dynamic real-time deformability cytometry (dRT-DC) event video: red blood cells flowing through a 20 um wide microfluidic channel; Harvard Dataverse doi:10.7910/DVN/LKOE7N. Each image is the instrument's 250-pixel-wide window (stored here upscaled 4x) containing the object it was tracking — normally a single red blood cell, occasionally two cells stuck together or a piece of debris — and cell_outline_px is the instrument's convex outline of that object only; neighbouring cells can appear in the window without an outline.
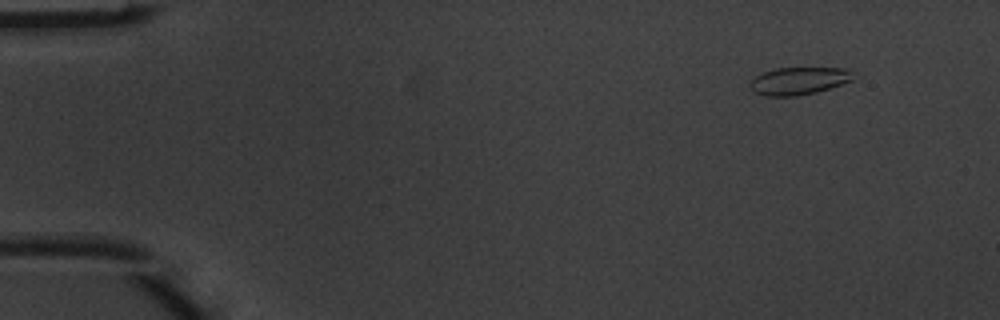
{"species": "common noctule bat (a hibernating species)", "species_latin": "Nyctalus noctula", "temperature_condition": "warm", "stored_images_in_passage": 4, "camera_frame_rate_fps": 3000, "um_per_image_px": 0.085, "animal": {"sex": "male", "body_mass_g": 20.1, "forearm_length_mm": 53.5}, "frame": {"image": 1, "passage_image": 2, "time_ms": 0.333, "image_size_px": [1000, 320], "cell_outline_px": [[852, 80], [816, 92], [796, 96], [764, 96], [752, 92], [748, 84], [752, 76], [776, 68], [848, 68]], "centroid_in_image_um": [67.77, 6.88], "position_along_channel_um": 17.2, "area_um2": 16.53}}
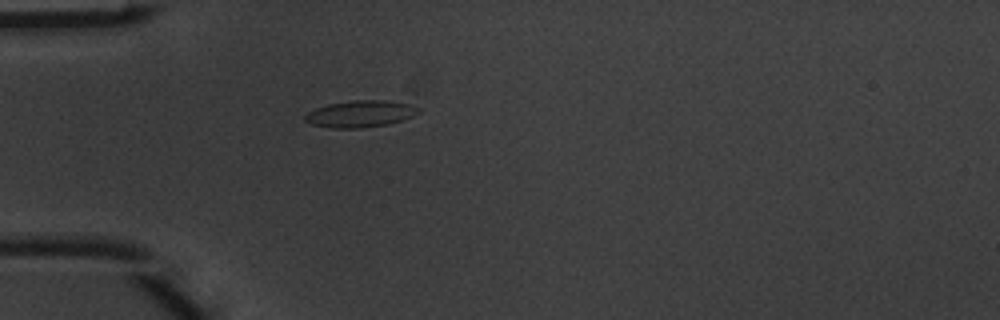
{"frame": {"image": 2, "passage_image": 4, "time_ms": 1.0, "image_size_px": [1000, 320], "cell_outline_px": [[420, 112], [412, 116], [388, 124], [360, 128], [332, 128], [312, 124], [304, 120], [304, 116], [308, 112], [316, 108], [328, 104], [352, 100], [384, 100], [408, 104], [420, 108]], "centroid_in_image_um": [30.61, 9.67], "position_along_channel_um": 54.4, "area_um2": 17.51}}